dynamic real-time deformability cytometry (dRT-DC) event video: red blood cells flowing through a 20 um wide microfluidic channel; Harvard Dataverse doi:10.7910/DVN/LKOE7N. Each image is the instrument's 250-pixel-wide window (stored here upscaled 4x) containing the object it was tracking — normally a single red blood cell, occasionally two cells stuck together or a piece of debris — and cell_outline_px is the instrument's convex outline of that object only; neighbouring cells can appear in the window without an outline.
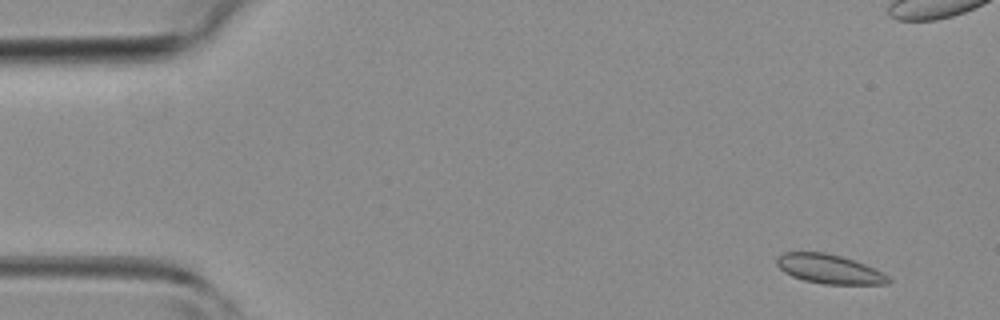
{"species": "common noctule bat (a hibernating species)", "species_latin": "Nyctalus noctula", "temperature_condition": "room temperature", "stored_images_in_passage": 4, "camera_frame_rate_fps": 3000, "um_per_image_px": 0.085, "animal": {"sex": "female", "body_mass_g": 19.3, "forearm_length_mm": 54.1}, "frame": {"image": 1, "passage_image": 1, "time_ms": 0.0, "image_size_px": [1000, 320], "cell_outline_px": [[892, 280], [888, 284], [824, 284], [804, 280], [792, 276], [784, 272], [776, 264], [776, 256], [780, 252], [824, 252], [840, 256], [864, 264], [884, 272]], "centroid_in_image_um": [70.47, 22.86], "position_along_channel_um": 14.5, "area_um2": 19.07}}
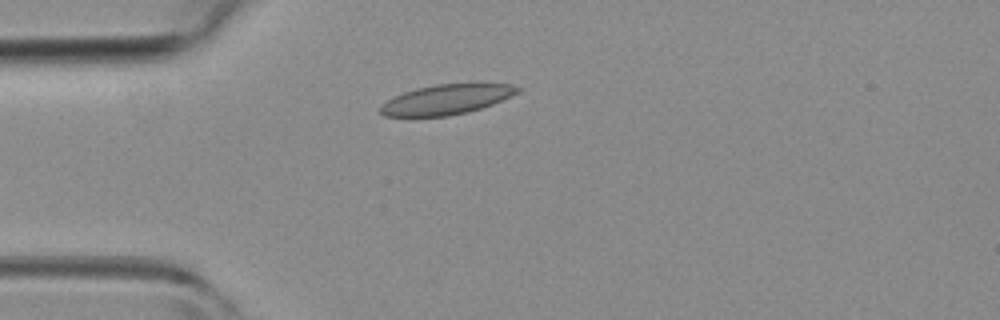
{"frame": {"image": 2, "passage_image": 4, "time_ms": 4.333, "image_size_px": [1000, 320], "cell_outline_px": [[524, 88], [520, 92], [492, 104], [480, 108], [448, 116], [384, 116], [380, 112], [380, 104], [404, 92], [416, 88], [436, 84], [512, 84]], "centroid_in_image_um": [37.96, 8.45], "position_along_channel_um": 47.0, "area_um2": 23.64}}